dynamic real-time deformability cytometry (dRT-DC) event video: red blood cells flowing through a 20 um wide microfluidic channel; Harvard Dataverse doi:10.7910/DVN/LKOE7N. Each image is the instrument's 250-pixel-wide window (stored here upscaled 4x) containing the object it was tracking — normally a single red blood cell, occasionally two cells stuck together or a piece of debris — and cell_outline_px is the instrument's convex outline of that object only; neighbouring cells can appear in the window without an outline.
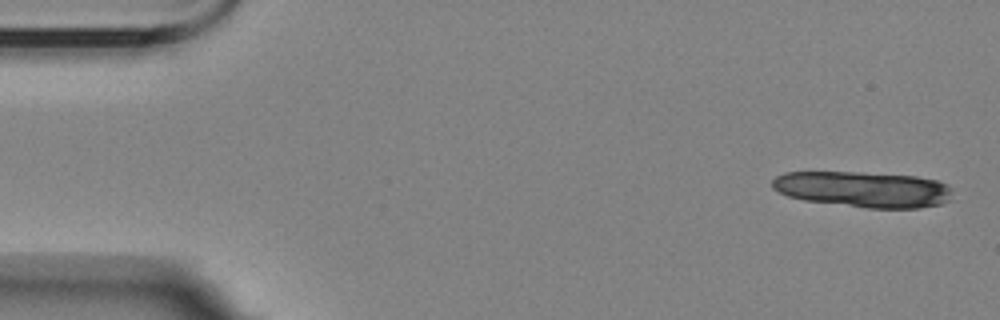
{"species": "Egyptian fruit bat (a non-hibernating species)", "species_latin": "Rousettus aegyptiacus", "temperature_condition": "room temperature", "stored_images_in_passage": 6, "camera_frame_rate_fps": 3000, "um_per_image_px": 0.085, "animal": {"sex": "female"}, "frame": {"image": 1, "passage_image": 1, "time_ms": 0.0, "image_size_px": [1000, 320], "cell_outline_px": [[952, 192], [948, 200], [940, 204], [920, 208], [868, 208], [804, 200], [788, 196], [772, 188], [772, 180], [776, 176], [784, 172], [860, 172], [916, 176], [936, 180], [952, 188]], "centroid_in_image_um": [73.37, 16.09], "position_along_channel_um": 11.6, "area_um2": 37.63}}